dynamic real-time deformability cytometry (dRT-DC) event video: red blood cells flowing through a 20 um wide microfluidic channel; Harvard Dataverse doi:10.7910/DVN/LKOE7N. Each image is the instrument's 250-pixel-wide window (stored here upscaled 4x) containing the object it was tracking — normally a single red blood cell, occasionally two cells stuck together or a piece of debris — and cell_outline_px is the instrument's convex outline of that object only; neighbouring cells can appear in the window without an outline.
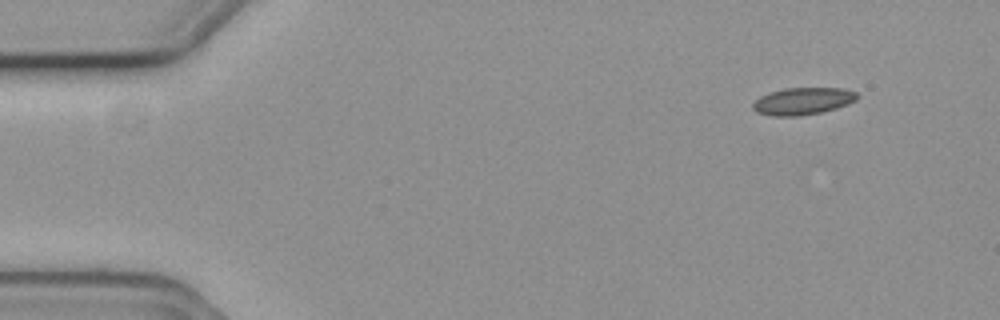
{"species": "common noctule bat (a hibernating species)", "species_latin": "Nyctalus noctula", "temperature_condition": "cold", "stored_images_in_passage": 15, "camera_frame_rate_fps": 3000, "um_per_image_px": 0.085, "animal": {"sex": "female", "body_mass_g": 19.3, "forearm_length_mm": 54.1}, "frame": {"image": 1, "passage_image": 1, "time_ms": 0.0, "image_size_px": [1000, 320], "cell_outline_px": [[860, 96], [856, 100], [848, 104], [836, 108], [820, 112], [800, 116], [772, 116], [756, 112], [752, 108], [752, 104], [760, 96], [768, 92], [784, 88], [844, 88], [856, 92]], "centroid_in_image_um": [68.23, 8.59], "position_along_channel_um": 16.8, "area_um2": 16.65}}
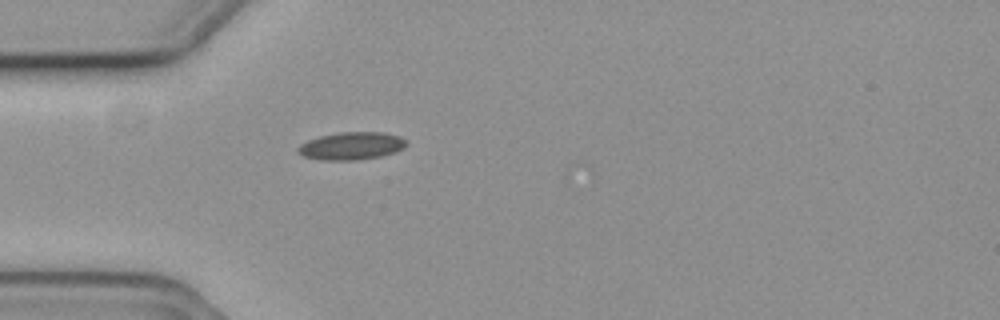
{"frame": {"image": 2, "passage_image": 12, "time_ms": 3.667, "image_size_px": [1000, 320], "cell_outline_px": [[408, 144], [404, 148], [396, 152], [380, 156], [356, 160], [320, 160], [304, 156], [296, 152], [296, 148], [300, 144], [308, 140], [320, 136], [340, 132], [384, 132], [400, 136], [408, 140]], "centroid_in_image_um": [29.9, 12.4], "position_along_channel_um": 55.1, "area_um2": 17.69}}